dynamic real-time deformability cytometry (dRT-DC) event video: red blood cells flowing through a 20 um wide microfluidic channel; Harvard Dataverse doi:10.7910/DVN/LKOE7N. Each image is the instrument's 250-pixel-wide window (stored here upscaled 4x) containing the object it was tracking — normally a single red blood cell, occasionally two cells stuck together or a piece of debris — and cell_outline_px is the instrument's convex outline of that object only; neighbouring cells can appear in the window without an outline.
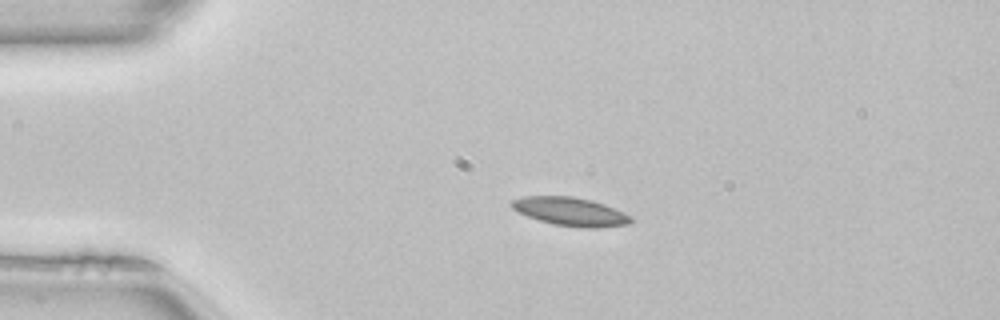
{"species": "common noctule bat (a hibernating species)", "species_latin": "Nyctalus noctula", "temperature_condition": "room temperature", "stored_images_in_passage": 40, "camera_frame_rate_fps": 3000, "um_per_image_px": 0.085, "animal": {"sex": "female", "body_mass_g": 22.7, "forearm_length_mm": 54.2}, "frame": {"image": 1, "passage_image": 1, "time_ms": 0.0, "image_size_px": [1000, 320], "cell_outline_px": [[632, 224], [596, 228], [580, 228], [552, 224], [528, 216], [512, 208], [508, 204], [512, 200], [524, 196], [572, 196], [592, 200], [604, 204], [624, 212], [632, 216]], "centroid_in_image_um": [48.52, 17.99], "position_along_channel_um": 36.5, "area_um2": 19.94}, "authors_computed_cell_mechanics": {"area_um2": 18.9295, "velocity_mm_per_s": 4.0367, "shape_relaxation_time_tau1_ms": null, "shape_relaxation_time_tau2_ms": 4.0562, "deformation_change_tau1": null, "deformation_change_tau2": 0.0847}}